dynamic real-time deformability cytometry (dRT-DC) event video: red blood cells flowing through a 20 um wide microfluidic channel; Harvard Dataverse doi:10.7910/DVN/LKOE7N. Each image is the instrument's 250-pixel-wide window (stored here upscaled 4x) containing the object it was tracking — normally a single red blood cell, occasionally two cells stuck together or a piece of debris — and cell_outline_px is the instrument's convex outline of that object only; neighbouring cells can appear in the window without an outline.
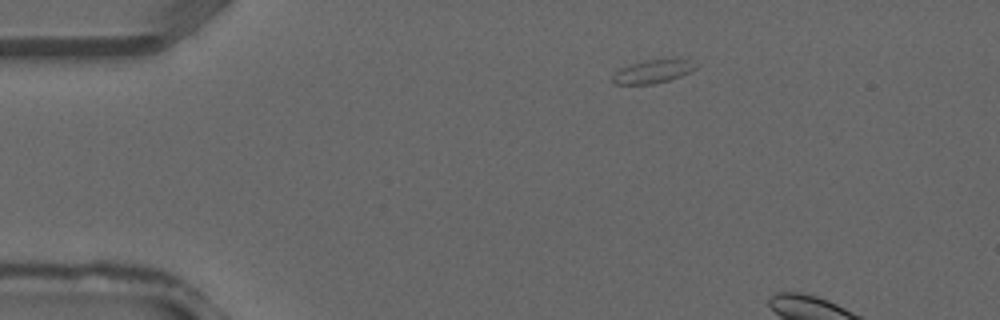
{"species": "common noctule bat (a hibernating species)", "species_latin": "Nyctalus noctula", "temperature_condition": "warm", "stored_images_in_passage": 4, "segment_of_instrument_passage": [1, 2], "camera_frame_rate_fps": 3000, "um_per_image_px": 0.085, "animal": {"sex": "male", "forearm_length_mm": 52.5}, "frame": {"image": 1, "passage_image": 1, "time_ms": 0.0, "image_size_px": [1000, 320], "cell_outline_px": [[696, 68], [680, 76], [668, 80], [652, 84], [616, 84], [612, 80], [612, 76], [620, 68], [632, 64], [648, 60], [688, 60]], "centroid_in_image_um": [55.41, 6.1], "position_along_channel_um": 29.6, "area_um2": 10.69}}